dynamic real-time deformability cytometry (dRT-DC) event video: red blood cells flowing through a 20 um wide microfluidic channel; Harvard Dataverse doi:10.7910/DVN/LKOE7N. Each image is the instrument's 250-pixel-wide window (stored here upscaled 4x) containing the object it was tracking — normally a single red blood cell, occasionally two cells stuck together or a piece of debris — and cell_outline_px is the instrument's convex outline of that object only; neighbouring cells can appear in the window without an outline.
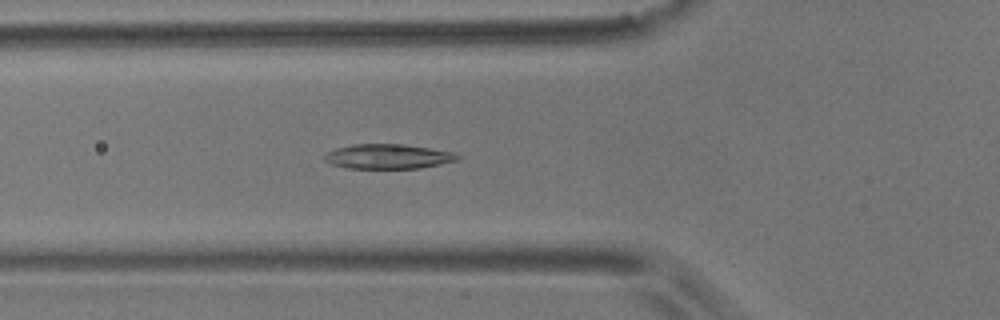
{"species": "common noctule bat (a hibernating species)", "species_latin": "Nyctalus noctula", "temperature_condition": "room temperature", "stored_images_in_passage": 6, "camera_frame_rate_fps": 3000, "um_per_image_px": 0.085, "animal": {"sex": "male", "body_mass_g": 17.9}, "frame": {"image": 1, "passage_image": 6, "time_ms": 1.667, "image_size_px": [1000, 320], "cell_outline_px": [[460, 160], [420, 168], [348, 168], [332, 164], [324, 160], [324, 152], [336, 148], [352, 144], [404, 144], [456, 152], [460, 156]], "centroid_in_image_um": [33.0, 13.29], "position_along_channel_um": 92.8, "area_um2": 19.31}}